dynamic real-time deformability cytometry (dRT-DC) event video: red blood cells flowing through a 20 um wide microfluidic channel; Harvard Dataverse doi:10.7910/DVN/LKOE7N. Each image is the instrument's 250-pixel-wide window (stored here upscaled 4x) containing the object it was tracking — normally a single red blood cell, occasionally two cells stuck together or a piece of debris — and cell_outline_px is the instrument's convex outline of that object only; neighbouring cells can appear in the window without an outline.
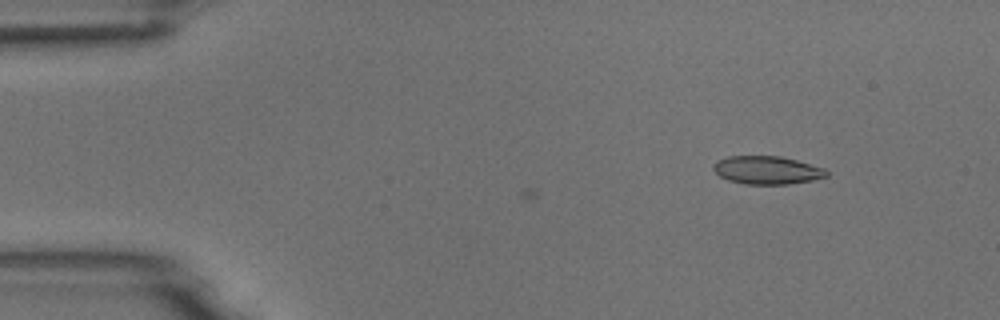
{"species": "common noctule bat (a hibernating species)", "species_latin": "Nyctalus noctula", "temperature_condition": "room temperature", "stored_images_in_passage": 5, "camera_frame_rate_fps": 3000, "um_per_image_px": 0.085, "animal": {"sex": "male", "body_mass_g": 18.8}, "frame": {"image": 1, "passage_image": 1, "time_ms": 0.0, "image_size_px": [1000, 320], "cell_outline_px": [[828, 176], [812, 180], [788, 184], [744, 184], [728, 180], [720, 176], [712, 168], [712, 164], [716, 160], [728, 156], [780, 156], [796, 160], [824, 168], [828, 172]], "centroid_in_image_um": [65.16, 14.46], "position_along_channel_um": 19.8, "area_um2": 18.55}}